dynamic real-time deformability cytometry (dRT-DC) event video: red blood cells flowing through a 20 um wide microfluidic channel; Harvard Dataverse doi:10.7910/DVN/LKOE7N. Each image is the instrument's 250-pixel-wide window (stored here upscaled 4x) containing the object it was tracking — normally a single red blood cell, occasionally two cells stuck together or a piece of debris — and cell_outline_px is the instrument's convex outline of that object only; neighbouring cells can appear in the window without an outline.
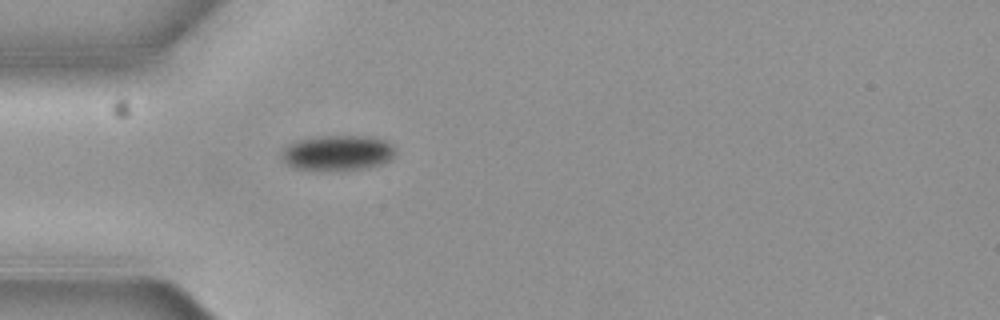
{"species": "common noctule bat (a hibernating species)", "species_latin": "Nyctalus noctula", "temperature_condition": "cold", "stored_images_in_passage": 1, "camera_frame_rate_fps": 3000, "um_per_image_px": 0.085, "animal": {"sex": "female", "body_mass_g": 19.3, "forearm_length_mm": 54.1}, "frame": {"image": 1, "passage_image": 1, "time_ms": 0.0, "image_size_px": [1000, 320], "cell_outline_px": [[392, 156], [388, 160], [380, 164], [364, 168], [320, 172], [296, 168], [288, 164], [284, 160], [284, 148], [288, 144], [296, 140], [316, 136], [368, 136], [384, 140], [392, 144]], "centroid_in_image_um": [28.65, 13.0], "position_along_channel_um": 56.3, "area_um2": 23.29}}